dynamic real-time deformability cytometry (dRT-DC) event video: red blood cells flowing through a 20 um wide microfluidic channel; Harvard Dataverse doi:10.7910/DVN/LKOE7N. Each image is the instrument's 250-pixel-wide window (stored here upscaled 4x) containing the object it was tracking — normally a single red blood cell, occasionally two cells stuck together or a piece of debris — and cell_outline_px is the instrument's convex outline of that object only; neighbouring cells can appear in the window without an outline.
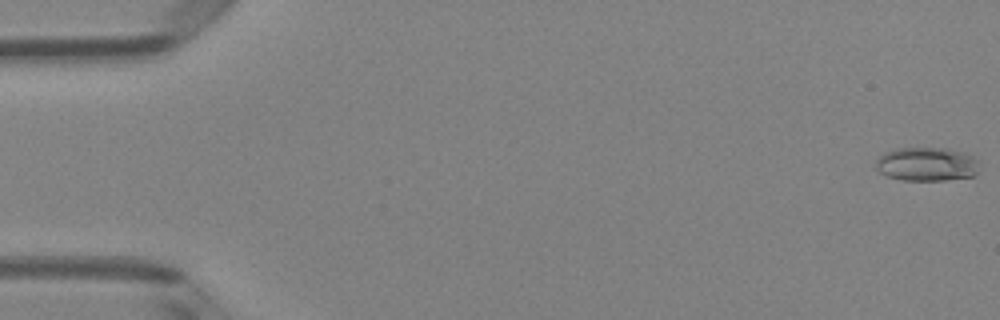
{"species": "Egyptian fruit bat (a non-hibernating species)", "species_latin": "Rousettus aegyptiacus", "temperature_condition": "room temperature", "stored_images_in_passage": 47, "camera_frame_rate_fps": 3000, "um_per_image_px": 0.085, "animal": {"sex": "female"}, "frame": {"image": 1, "passage_image": 1, "time_ms": 0.0, "image_size_px": [1000, 320], "cell_outline_px": [[976, 172], [972, 176], [944, 180], [900, 180], [888, 176], [880, 172], [876, 168], [876, 160], [884, 152], [896, 148], [944, 148], [968, 152], [976, 160]], "centroid_in_image_um": [78.74, 13.94], "position_along_channel_um": 6.3, "area_um2": 20.29}}
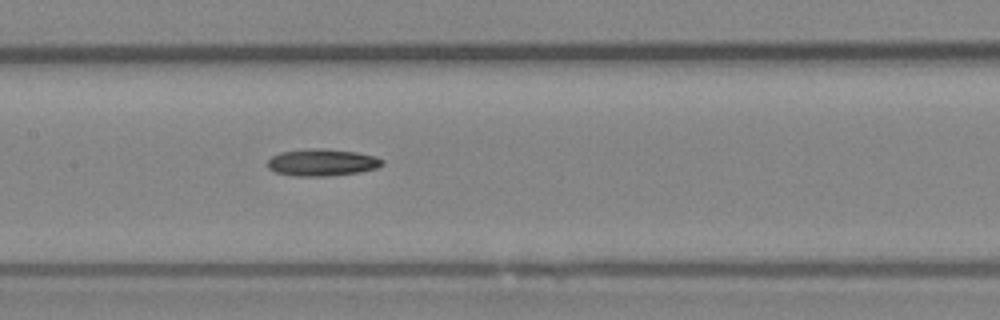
{"frame": {"image": 2, "passage_image": 25, "time_ms": 8.0, "image_size_px": [1000, 320], "cell_outline_px": [[384, 164], [376, 168], [360, 172], [328, 176], [292, 176], [276, 172], [268, 168], [268, 160], [272, 156], [280, 152], [312, 148], [324, 148], [356, 152], [376, 156], [384, 160]], "centroid_in_image_um": [27.39, 13.8], "position_along_channel_um": 180.0, "area_um2": 18.15}}
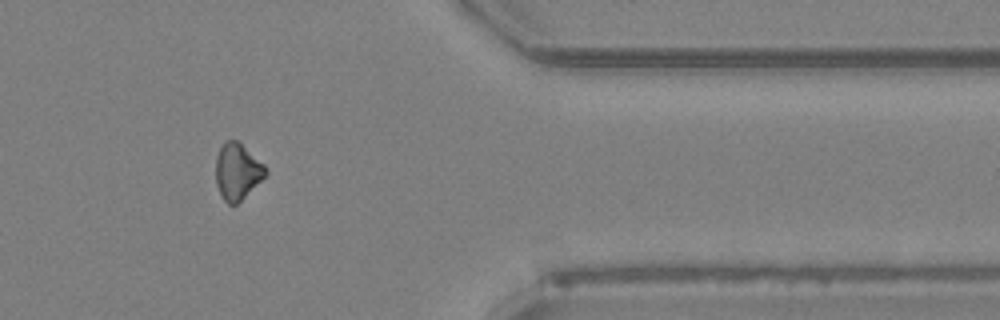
{"frame": {"image": 3, "passage_image": 42, "time_ms": 13.667, "image_size_px": [1000, 320], "cell_outline_px": [[268, 172], [236, 204], [228, 204], [220, 196], [216, 184], [216, 156], [224, 140], [236, 140], [264, 164], [268, 168]], "centroid_in_image_um": [20.14, 14.56], "position_along_channel_um": 391.3, "area_um2": 16.07}}